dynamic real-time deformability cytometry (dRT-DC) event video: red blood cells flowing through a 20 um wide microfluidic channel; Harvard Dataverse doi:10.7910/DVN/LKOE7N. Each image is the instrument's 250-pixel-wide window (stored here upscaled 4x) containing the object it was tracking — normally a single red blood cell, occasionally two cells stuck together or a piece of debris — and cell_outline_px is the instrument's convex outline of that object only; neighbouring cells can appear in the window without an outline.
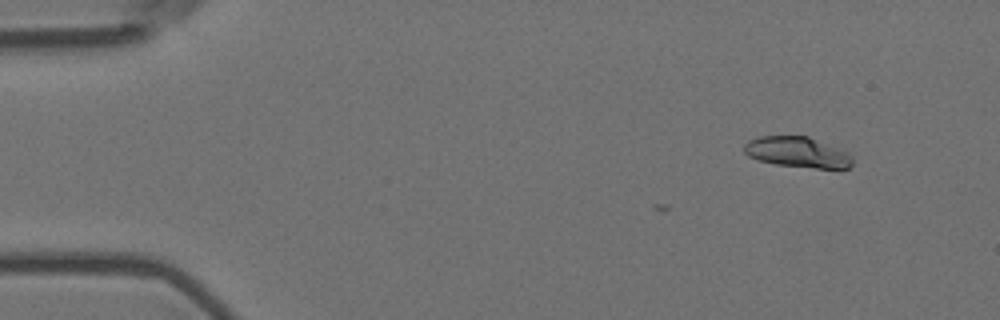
{"species": "Egyptian fruit bat (a non-hibernating species)", "species_latin": "Rousettus aegyptiacus", "temperature_condition": "room temperature", "stored_images_in_passage": 5, "camera_frame_rate_fps": 3000, "um_per_image_px": 0.085, "animal": {"sex": "female"}, "frame": {"image": 1, "passage_image": 5, "time_ms": 1.333, "image_size_px": [1000, 320], "cell_outline_px": [[852, 164], [848, 168], [816, 168], [776, 164], [760, 160], [748, 156], [744, 152], [744, 144], [748, 140], [756, 136], [808, 136], [848, 152], [852, 156]], "centroid_in_image_um": [67.77, 12.92], "position_along_channel_um": 17.2, "area_um2": 19.25}}